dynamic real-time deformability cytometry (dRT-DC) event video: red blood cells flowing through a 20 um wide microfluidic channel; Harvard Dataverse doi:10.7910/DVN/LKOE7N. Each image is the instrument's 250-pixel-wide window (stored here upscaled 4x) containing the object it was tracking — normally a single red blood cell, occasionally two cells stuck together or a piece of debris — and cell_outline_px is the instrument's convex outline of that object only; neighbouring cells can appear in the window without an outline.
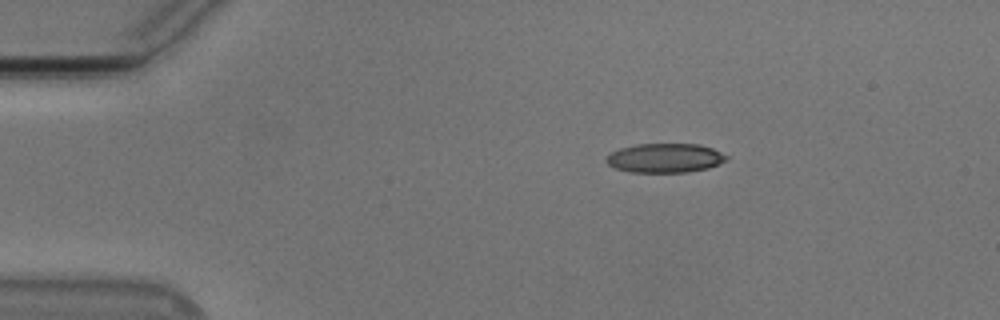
{"species": "Egyptian fruit bat (a non-hibernating species)", "species_latin": "Rousettus aegyptiacus", "temperature_condition": "cold", "stored_images_in_passage": 42, "camera_frame_rate_fps": 3000, "um_per_image_px": 0.085, "animal": {"sex": "male"}, "frame": {"image": 1, "passage_image": 1, "time_ms": 0.0, "image_size_px": [1000, 320], "cell_outline_px": [[728, 160], [708, 168], [688, 172], [628, 172], [616, 168], [608, 164], [604, 160], [612, 152], [620, 148], [636, 144], [700, 144], [712, 148], [728, 156]], "centroid_in_image_um": [56.53, 13.43], "position_along_channel_um": 28.5, "area_um2": 20.46}}
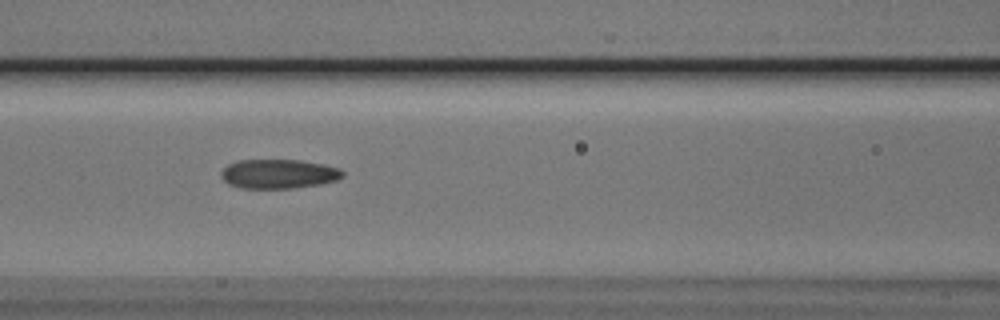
{"frame": {"image": 2, "passage_image": 15, "time_ms": 4.667, "image_size_px": [1000, 320], "cell_outline_px": [[344, 176], [336, 180], [320, 184], [292, 188], [240, 188], [228, 184], [220, 176], [220, 172], [228, 164], [236, 160], [300, 160], [340, 168], [344, 172]], "centroid_in_image_um": [23.65, 14.78], "position_along_channel_um": 142.9, "area_um2": 20.75}}
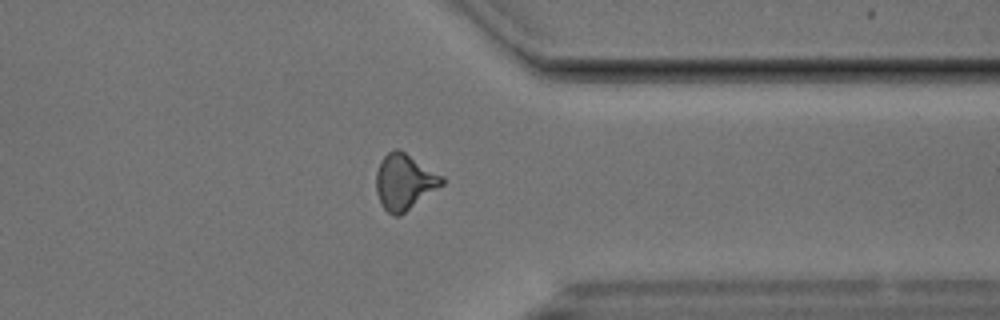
{"frame": {"image": 3, "passage_image": 34, "time_ms": 11.0, "image_size_px": [1000, 320], "cell_outline_px": [[444, 184], [400, 216], [392, 216], [384, 208], [376, 192], [376, 172], [380, 160], [388, 152], [396, 148], [400, 148], [444, 176]], "centroid_in_image_um": [34.38, 15.43], "position_along_channel_um": 377.0, "area_um2": 21.62}}